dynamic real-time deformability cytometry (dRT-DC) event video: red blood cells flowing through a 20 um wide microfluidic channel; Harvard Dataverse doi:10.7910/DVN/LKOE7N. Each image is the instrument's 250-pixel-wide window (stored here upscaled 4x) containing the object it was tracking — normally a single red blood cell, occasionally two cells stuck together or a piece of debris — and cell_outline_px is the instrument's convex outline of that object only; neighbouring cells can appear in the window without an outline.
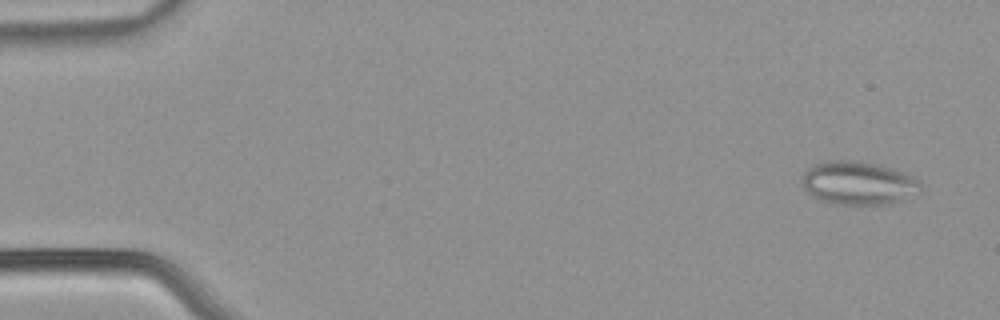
{"species": "common noctule bat (a hibernating species)", "species_latin": "Nyctalus noctula", "temperature_condition": "warm", "stored_images_in_passage": 52, "camera_frame_rate_fps": 3000, "um_per_image_px": 0.085, "animal": {"sex": "male", "body_mass_g": 21.5, "forearm_length_mm": 52.0}, "frame": {"image": 1, "passage_image": 3, "time_ms": 0.667, "image_size_px": [1000, 320], "cell_outline_px": [[920, 192], [904, 200], [892, 204], [832, 204], [820, 200], [808, 192], [804, 188], [804, 172], [808, 168], [824, 160], [860, 160], [880, 164], [892, 168], [912, 176], [920, 180]], "centroid_in_image_um": [73.0, 15.55], "position_along_channel_um": 12.0, "area_um2": 30.17}}
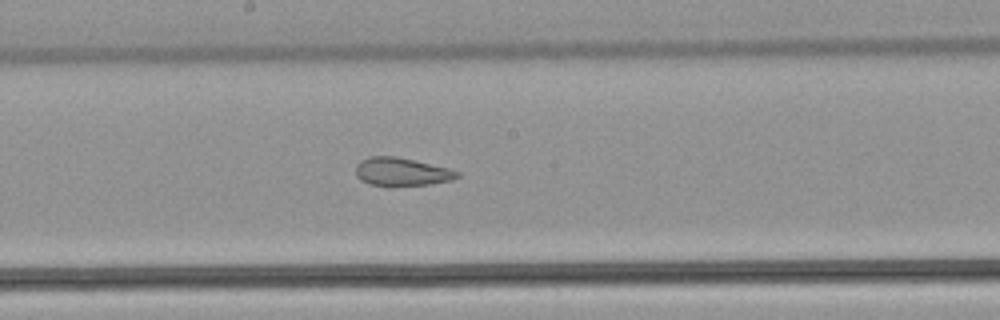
{"frame": {"image": 2, "passage_image": 29, "time_ms": 9.333, "image_size_px": [1000, 320], "cell_outline_px": [[460, 176], [452, 180], [428, 184], [388, 188], [368, 184], [360, 180], [356, 176], [356, 164], [360, 160], [368, 156], [396, 156], [448, 168], [460, 172]], "centroid_in_image_um": [34.08, 14.63], "position_along_channel_um": 214.1, "area_um2": 17.17}}
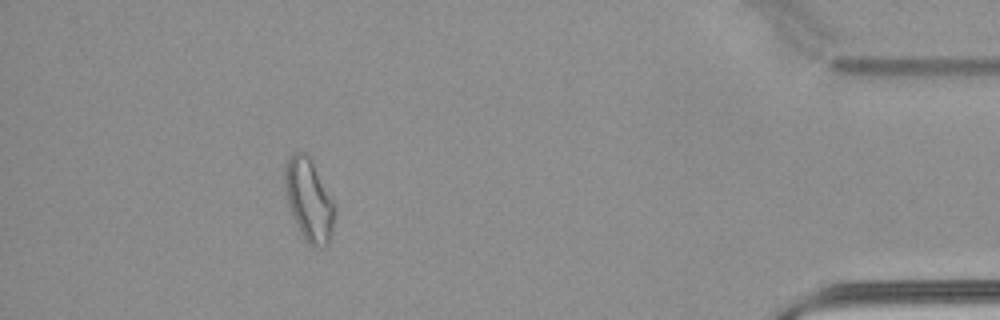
{"frame": {"image": 3, "passage_image": 48, "time_ms": 15.667, "image_size_px": [1000, 320], "cell_outline_px": [[336, 208], [332, 232], [328, 244], [324, 248], [312, 248], [304, 240], [292, 216], [288, 204], [284, 184], [284, 176], [288, 156], [292, 152], [304, 152], [312, 160]], "centroid_in_image_um": [26.26, 17.04], "position_along_channel_um": 408.9, "area_um2": 24.04}, "authors_computed_cell_mechanics": {"area_um2": 22.5998, "velocity_mm_per_s": 3.9142, "shape_relaxation_time_tau1_ms": null, "shape_relaxation_time_tau2_ms": 1.6334, "deformation_change_tau1": null, "deformation_change_tau2": 0.0951}}